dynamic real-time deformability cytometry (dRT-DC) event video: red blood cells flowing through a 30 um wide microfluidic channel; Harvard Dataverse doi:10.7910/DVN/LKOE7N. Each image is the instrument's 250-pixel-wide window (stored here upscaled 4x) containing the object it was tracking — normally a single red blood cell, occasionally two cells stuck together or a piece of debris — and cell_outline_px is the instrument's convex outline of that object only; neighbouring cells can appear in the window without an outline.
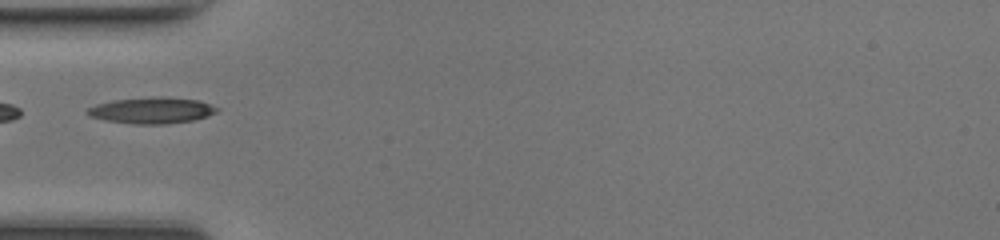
{"species": "common noctule bat (a hibernating species)", "species_latin": "Nyctalus noctula", "temperature_condition": "room temperature", "stored_images_in_passage": 32, "camera_frame_rate_fps": 3000, "um_per_image_px": 0.085, "animal": {"sex": "female", "body_mass_g": 17.0, "forearm_length_mm": 48.0}, "frame": {"image": 1, "passage_image": 1, "time_ms": 0.0, "image_size_px": [1000, 240], "cell_outline_px": [[220, 108], [216, 112], [208, 116], [192, 120], [164, 124], [132, 124], [104, 120], [88, 116], [84, 112], [88, 108], [96, 104], [112, 100], [160, 96], [164, 96], [200, 100]], "centroid_in_image_um": [12.88, 9.38], "position_along_channel_um": 72.1, "area_um2": 20.0}}